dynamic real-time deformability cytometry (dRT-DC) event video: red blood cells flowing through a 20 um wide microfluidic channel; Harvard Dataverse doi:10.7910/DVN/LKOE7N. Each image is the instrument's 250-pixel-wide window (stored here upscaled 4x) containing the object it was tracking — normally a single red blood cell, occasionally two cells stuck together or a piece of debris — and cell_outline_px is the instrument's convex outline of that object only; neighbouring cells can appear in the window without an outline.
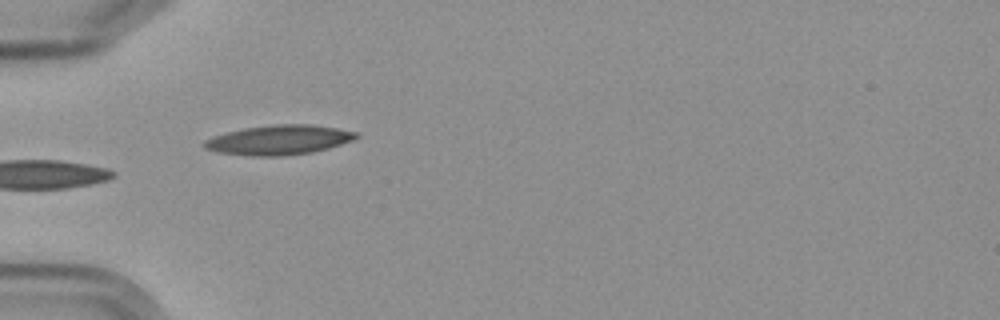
{"species": "Egyptian fruit bat (a non-hibernating species)", "species_latin": "Rousettus aegyptiacus", "temperature_condition": "cold", "stored_images_in_passage": 8, "camera_frame_rate_fps": 3000, "um_per_image_px": 0.085, "frame": {"image": 1, "passage_image": 6, "time_ms": 6.0, "image_size_px": [1000, 320], "cell_outline_px": [[360, 136], [352, 140], [328, 148], [312, 152], [280, 156], [252, 156], [216, 152], [204, 148], [200, 144], [204, 140], [212, 136], [244, 128], [276, 124], [312, 124], [360, 132]], "centroid_in_image_um": [23.69, 11.89], "position_along_channel_um": 61.3, "area_um2": 26.36}}
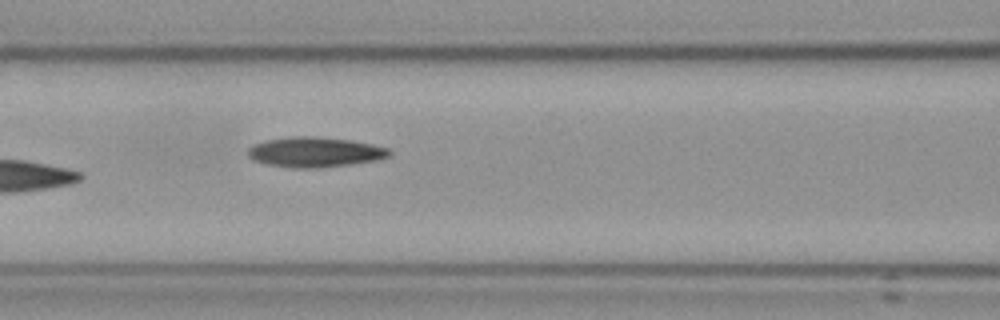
{"frame": {"image": 2, "passage_image": 8, "time_ms": 8.333, "image_size_px": [1000, 320], "cell_outline_px": [[392, 152], [388, 156], [376, 160], [320, 168], [296, 168], [268, 164], [252, 160], [248, 156], [248, 148], [252, 144], [264, 140], [288, 136], [316, 136], [352, 140], [372, 144], [388, 148]], "centroid_in_image_um": [26.72, 12.91], "position_along_channel_um": 139.9, "area_um2": 24.91}}